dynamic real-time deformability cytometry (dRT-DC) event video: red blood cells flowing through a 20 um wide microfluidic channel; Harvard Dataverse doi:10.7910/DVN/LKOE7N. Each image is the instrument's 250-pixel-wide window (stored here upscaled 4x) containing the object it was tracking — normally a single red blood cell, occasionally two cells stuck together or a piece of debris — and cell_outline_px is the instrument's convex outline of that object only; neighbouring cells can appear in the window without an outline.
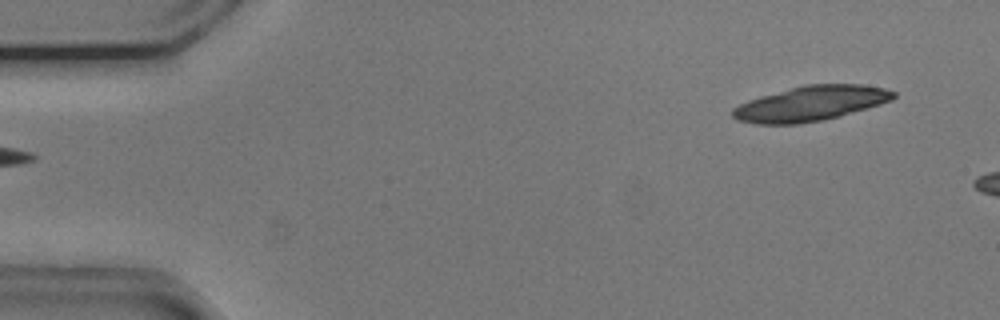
{"species": "common noctule bat (a hibernating species)", "species_latin": "Nyctalus noctula", "temperature_condition": "cold", "stored_images_in_passage": 6, "camera_frame_rate_fps": 3000, "um_per_image_px": 0.085, "animal": {"sex": "male", "body_mass_g": 20.5, "forearm_length_mm": 52.5}, "frame": {"image": 1, "passage_image": 1, "time_ms": 0.0, "image_size_px": [1000, 320], "cell_outline_px": [[896, 96], [892, 100], [880, 104], [836, 116], [820, 120], [796, 124], [756, 124], [736, 120], [732, 116], [732, 108], [748, 100], [760, 96], [804, 84], [860, 84], [884, 88], [896, 92]], "centroid_in_image_um": [68.87, 8.79], "position_along_channel_um": 16.1, "area_um2": 32.48}}